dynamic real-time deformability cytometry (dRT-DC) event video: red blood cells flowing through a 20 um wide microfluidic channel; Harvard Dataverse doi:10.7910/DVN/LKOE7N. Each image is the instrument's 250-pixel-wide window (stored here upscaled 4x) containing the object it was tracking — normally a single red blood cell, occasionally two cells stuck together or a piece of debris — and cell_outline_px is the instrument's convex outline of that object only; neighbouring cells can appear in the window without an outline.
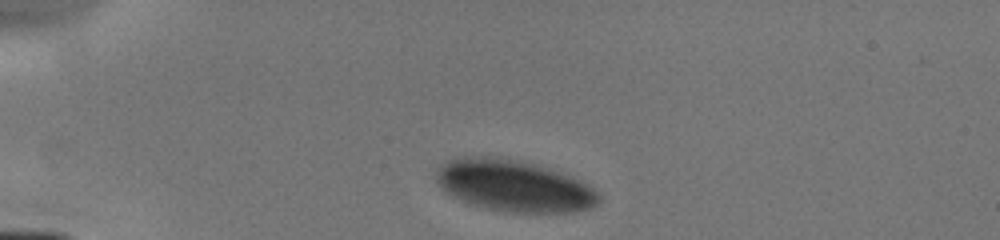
{"species": "human", "species_latin": "Homo sapiens", "temperature_condition": "cold", "stored_images_in_passage": 4, "camera_frame_rate_fps": 3000, "um_per_image_px": 0.085, "donor": {"sex": "male"}, "frame": {"image": 1, "passage_image": 1, "time_ms": 0.0, "image_size_px": [1000, 240], "cell_outline_px": [[600, 200], [596, 204], [588, 208], [572, 212], [512, 212], [488, 208], [472, 204], [452, 196], [436, 180], [436, 168], [448, 160], [464, 156], [500, 156], [520, 160], [536, 164], [572, 176], [588, 184], [600, 196]], "centroid_in_image_um": [43.68, 15.76], "position_along_channel_um": 41.3, "area_um2": 48.67}}
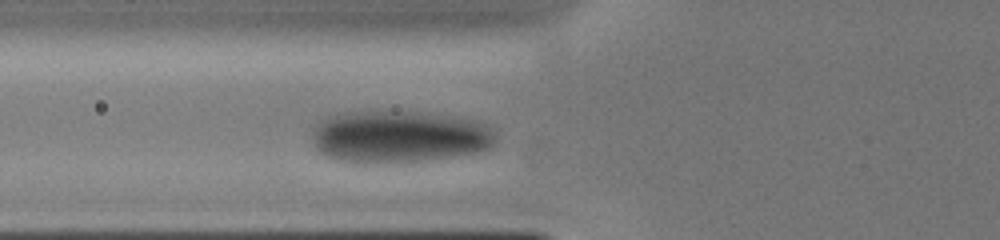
{"frame": {"image": 2, "passage_image": 4, "time_ms": 2.333, "image_size_px": [1000, 240], "cell_outline_px": [[496, 140], [488, 148], [476, 152], [452, 156], [424, 160], [340, 160], [328, 156], [320, 152], [316, 148], [312, 136], [312, 128], [320, 120], [348, 112], [408, 112], [452, 116], [480, 120], [492, 128], [496, 132]], "centroid_in_image_um": [33.99, 11.57], "position_along_channel_um": 91.8, "area_um2": 54.33}}